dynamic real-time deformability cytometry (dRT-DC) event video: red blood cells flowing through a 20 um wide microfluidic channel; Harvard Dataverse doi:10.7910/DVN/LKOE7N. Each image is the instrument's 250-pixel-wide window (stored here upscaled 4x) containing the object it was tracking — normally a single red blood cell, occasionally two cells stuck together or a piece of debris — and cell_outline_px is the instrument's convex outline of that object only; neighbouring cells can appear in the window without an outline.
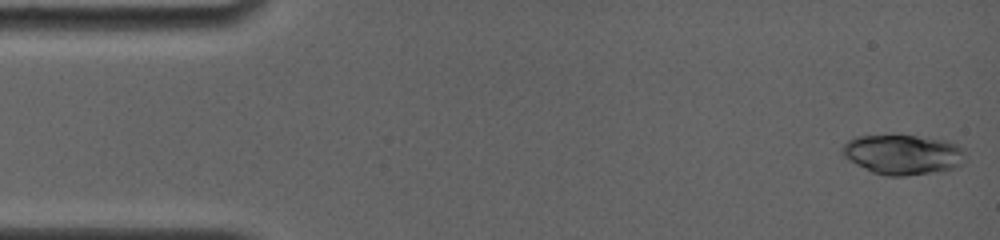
{"species": "common noctule bat (a hibernating species)", "species_latin": "Nyctalus noctula", "temperature_condition": "room temperature", "stored_images_in_passage": 8, "camera_frame_rate_fps": 4000, "um_per_image_px": 0.085, "animal": {"sex": "female", "body_mass_g": 19.0, "forearm_length_mm": 56.7}, "frame": {"image": 1, "passage_image": 1, "time_ms": 0.0, "image_size_px": [1000, 240], "cell_outline_px": [[956, 168], [948, 172], [908, 176], [884, 176], [872, 172], [864, 168], [852, 160], [844, 152], [844, 144], [848, 140], [860, 136], [916, 136], [952, 144], [956, 148]], "centroid_in_image_um": [76.63, 13.19], "position_along_channel_um": 8.4, "area_um2": 27.05}}
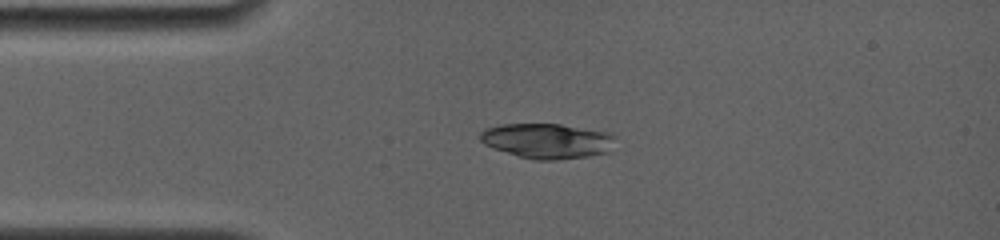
{"frame": {"image": 2, "passage_image": 6, "time_ms": 3.25, "image_size_px": [1000, 240], "cell_outline_px": [[616, 136], [604, 152], [588, 156], [556, 160], [532, 160], [492, 148], [484, 144], [480, 140], [480, 132], [484, 128], [500, 124], [560, 124], [608, 132]], "centroid_in_image_um": [46.42, 11.97], "position_along_channel_um": 38.6, "area_um2": 27.4}}